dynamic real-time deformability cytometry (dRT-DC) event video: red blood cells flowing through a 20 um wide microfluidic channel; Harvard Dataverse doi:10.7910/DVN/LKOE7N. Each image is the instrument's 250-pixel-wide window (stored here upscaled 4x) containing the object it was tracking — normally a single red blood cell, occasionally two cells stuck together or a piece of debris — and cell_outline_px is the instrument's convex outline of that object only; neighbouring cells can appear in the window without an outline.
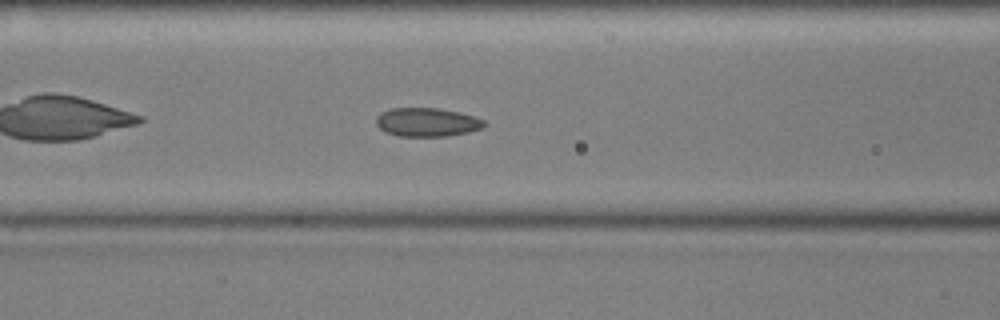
{"species": "common noctule bat (a hibernating species)", "species_latin": "Nyctalus noctula", "temperature_condition": "cold", "stored_images_in_passage": 42, "camera_frame_rate_fps": 3000, "um_per_image_px": 0.085, "animal": {"sex": "male", "body_mass_g": 17.9, "forearm_length_mm": 54.2}, "frame": {"image": 1, "passage_image": 9, "time_ms": 2.667, "image_size_px": [1000, 320], "cell_outline_px": [[484, 124], [480, 128], [468, 132], [444, 136], [400, 136], [384, 132], [376, 124], [376, 116], [380, 112], [392, 108], [436, 108], [456, 112], [472, 116], [484, 120]], "centroid_in_image_um": [36.21, 10.38], "position_along_channel_um": 130.4, "area_um2": 17.8}}
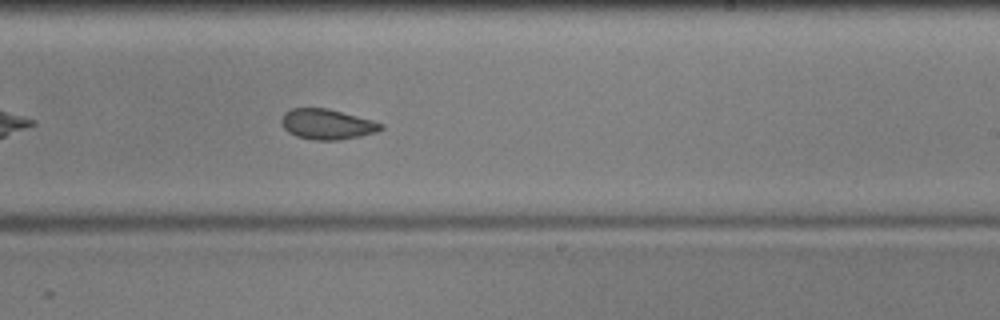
{"frame": {"image": 2, "passage_image": 20, "time_ms": 6.333, "image_size_px": [1000, 320], "cell_outline_px": [[384, 128], [376, 132], [360, 136], [336, 140], [312, 140], [296, 136], [288, 132], [284, 128], [280, 120], [284, 112], [292, 108], [328, 108], [372, 120], [384, 124]], "centroid_in_image_um": [27.78, 10.56], "position_along_channel_um": 261.2, "area_um2": 17.63}}
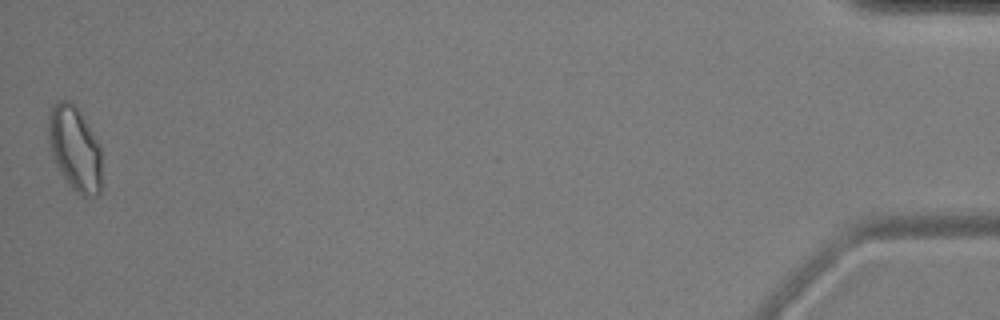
{"frame": {"image": 3, "passage_image": 42, "time_ms": 13.667, "image_size_px": [1000, 320], "cell_outline_px": [[100, 192], [96, 196], [80, 196], [72, 188], [60, 172], [56, 164], [48, 140], [48, 112], [60, 100], [68, 100], [80, 112], [92, 132], [100, 148]], "centroid_in_image_um": [6.34, 12.64], "position_along_channel_um": 428.9, "area_um2": 25.78}, "authors_computed_cell_mechanics": {"area_um2": 18.4671, "velocity_mm_per_s": 3.5776, "shape_relaxation_time_tau1_ms": null, "shape_relaxation_time_tau2_ms": 1.962, "deformation_change_tau1": null, "deformation_change_tau2": 0.0788}}